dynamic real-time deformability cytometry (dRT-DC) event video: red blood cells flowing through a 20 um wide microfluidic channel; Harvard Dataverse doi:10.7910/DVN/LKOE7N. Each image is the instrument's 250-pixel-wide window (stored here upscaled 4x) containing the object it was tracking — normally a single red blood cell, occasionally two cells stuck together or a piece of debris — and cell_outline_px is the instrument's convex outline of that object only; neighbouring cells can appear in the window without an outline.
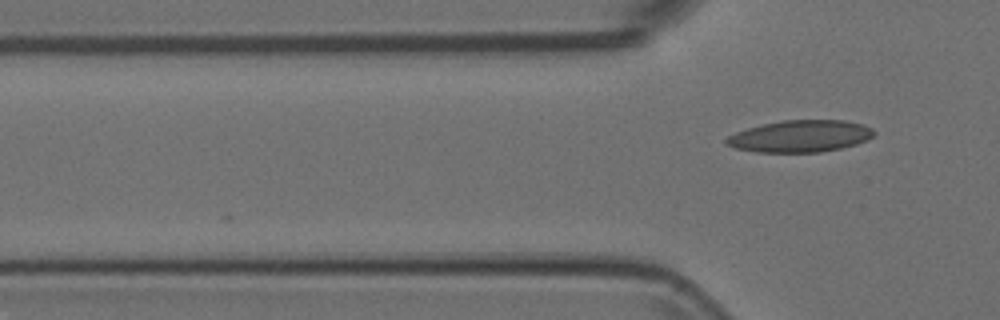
{"species": "Egyptian fruit bat (a non-hibernating species)", "species_latin": "Rousettus aegyptiacus", "temperature_condition": "room temperature", "stored_images_in_passage": 8, "camera_frame_rate_fps": 3000, "um_per_image_px": 0.085, "animal": {"sex": "female"}, "frame": {"image": 1, "passage_image": 8, "time_ms": 2.333, "image_size_px": [1000, 320], "cell_outline_px": [[876, 132], [868, 140], [856, 144], [840, 148], [820, 152], [756, 152], [736, 148], [724, 144], [724, 140], [728, 136], [736, 132], [748, 128], [764, 124], [784, 120], [844, 120], [864, 124], [872, 128]], "centroid_in_image_um": [68.03, 11.57], "position_along_channel_um": 57.8, "area_um2": 27.46}}